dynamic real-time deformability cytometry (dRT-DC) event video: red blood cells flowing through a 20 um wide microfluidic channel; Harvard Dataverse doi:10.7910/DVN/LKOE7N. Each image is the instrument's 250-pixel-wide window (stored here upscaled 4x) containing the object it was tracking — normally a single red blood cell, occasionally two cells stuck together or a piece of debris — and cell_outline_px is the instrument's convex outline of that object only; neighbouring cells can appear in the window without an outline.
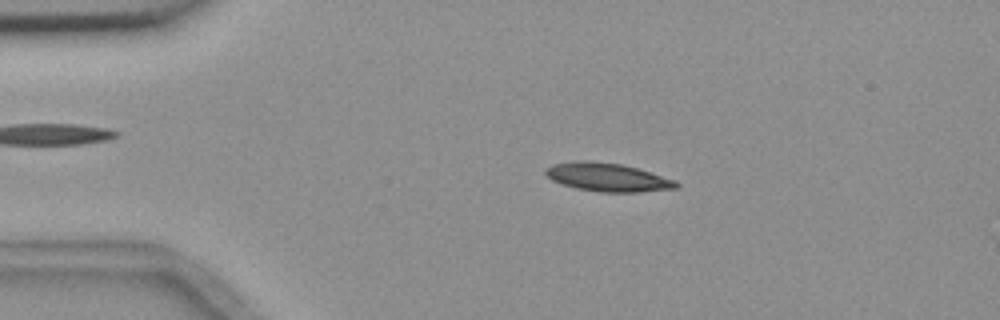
{"species": "common noctule bat (a hibernating species)", "species_latin": "Nyctalus noctula", "temperature_condition": "room temperature", "stored_images_in_passage": 4, "camera_frame_rate_fps": 3000, "um_per_image_px": 0.085, "animal": {"sex": "female", "body_mass_g": 18.4}, "frame": {"image": 1, "passage_image": 3, "time_ms": 2.333, "image_size_px": [1000, 320], "cell_outline_px": [[680, 188], [640, 192], [600, 192], [576, 188], [552, 180], [544, 172], [544, 168], [552, 164], [584, 160], [620, 164], [636, 168], [676, 180], [680, 184]], "centroid_in_image_um": [51.67, 15.07], "position_along_channel_um": 33.3, "area_um2": 21.5}}